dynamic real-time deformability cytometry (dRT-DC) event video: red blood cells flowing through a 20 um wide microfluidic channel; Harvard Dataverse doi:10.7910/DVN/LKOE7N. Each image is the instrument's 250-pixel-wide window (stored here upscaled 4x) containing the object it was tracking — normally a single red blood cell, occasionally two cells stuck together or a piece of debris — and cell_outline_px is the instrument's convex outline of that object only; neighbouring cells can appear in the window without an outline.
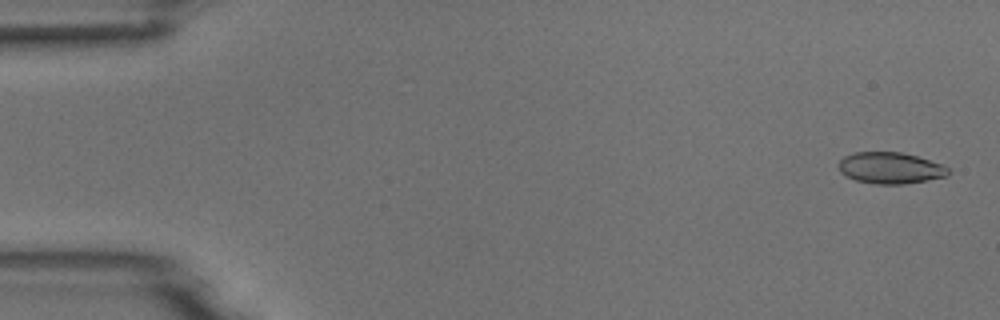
{"species": "common noctule bat (a hibernating species)", "species_latin": "Nyctalus noctula", "temperature_condition": "room temperature", "stored_images_in_passage": 6, "camera_frame_rate_fps": 3000, "um_per_image_px": 0.085, "animal": {"sex": "male", "body_mass_g": 18.8}, "frame": {"image": 1, "passage_image": 1, "time_ms": 0.0, "image_size_px": [1000, 320], "cell_outline_px": [[948, 176], [904, 184], [876, 184], [856, 180], [840, 172], [840, 160], [844, 156], [856, 152], [900, 152], [916, 156], [940, 164], [948, 168]], "centroid_in_image_um": [75.67, 14.28], "position_along_channel_um": 9.3, "area_um2": 19.71}}
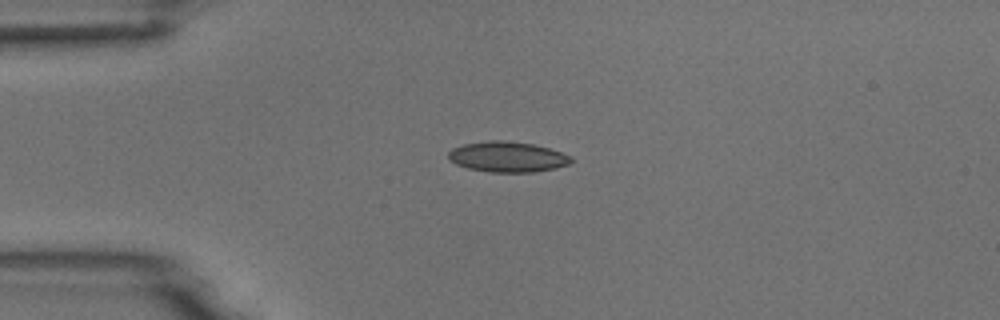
{"frame": {"image": 2, "passage_image": 4, "time_ms": 3.667, "image_size_px": [1000, 320], "cell_outline_px": [[572, 160], [568, 164], [556, 168], [532, 172], [488, 172], [468, 168], [456, 164], [448, 160], [448, 152], [452, 148], [464, 144], [488, 140], [504, 140], [532, 144], [548, 148], [572, 156]], "centroid_in_image_um": [43.1, 13.33], "position_along_channel_um": 41.9, "area_um2": 21.79}}